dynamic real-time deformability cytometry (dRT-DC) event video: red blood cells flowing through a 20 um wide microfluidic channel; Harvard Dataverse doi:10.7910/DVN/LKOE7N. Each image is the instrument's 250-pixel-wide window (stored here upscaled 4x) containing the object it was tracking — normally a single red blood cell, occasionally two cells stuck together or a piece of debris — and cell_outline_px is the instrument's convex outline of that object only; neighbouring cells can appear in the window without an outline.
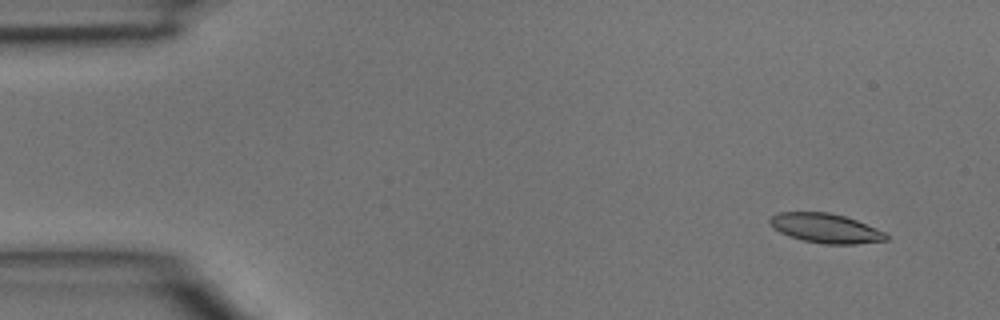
{"species": "common noctule bat (a hibernating species)", "species_latin": "Nyctalus noctula", "temperature_condition": "room temperature", "stored_images_in_passage": 4, "camera_frame_rate_fps": 3000, "um_per_image_px": 0.085, "animal": {"sex": "male", "body_mass_g": 15.6}, "frame": {"image": 1, "passage_image": 1, "time_ms": 0.0, "image_size_px": [1000, 320], "cell_outline_px": [[888, 240], [856, 244], [824, 244], [804, 240], [788, 236], [772, 228], [768, 220], [772, 216], [780, 212], [828, 212], [844, 216], [856, 220], [876, 228], [884, 232], [888, 236]], "centroid_in_image_um": [70.16, 19.4], "position_along_channel_um": 14.8, "area_um2": 19.88}}